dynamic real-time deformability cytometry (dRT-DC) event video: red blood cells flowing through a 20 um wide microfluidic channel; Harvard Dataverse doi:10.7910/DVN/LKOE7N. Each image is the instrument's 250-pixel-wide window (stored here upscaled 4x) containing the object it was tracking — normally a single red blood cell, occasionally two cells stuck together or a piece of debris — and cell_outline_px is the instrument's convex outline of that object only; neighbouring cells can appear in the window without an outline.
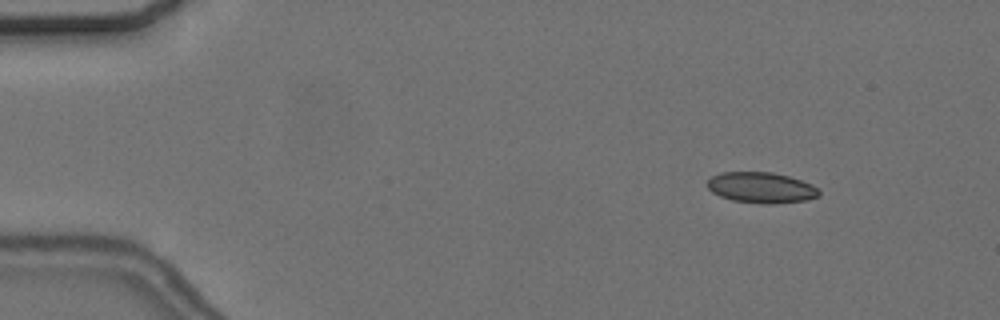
{"species": "common noctule bat (a hibernating species)", "species_latin": "Nyctalus noctula", "temperature_condition": "cold", "stored_images_in_passage": 10, "camera_frame_rate_fps": 3000, "um_per_image_px": 0.085, "animal": {"sex": "female", "body_mass_g": 24.6, "forearm_length_mm": 56.2}, "frame": {"image": 1, "passage_image": 1, "time_ms": 0.0, "image_size_px": [1000, 320], "cell_outline_px": [[820, 196], [808, 200], [776, 204], [760, 204], [732, 200], [720, 196], [712, 192], [708, 188], [708, 180], [712, 176], [720, 172], [772, 172], [788, 176], [812, 184], [820, 192]], "centroid_in_image_um": [64.72, 15.96], "position_along_channel_um": 20.3, "area_um2": 20.17}}